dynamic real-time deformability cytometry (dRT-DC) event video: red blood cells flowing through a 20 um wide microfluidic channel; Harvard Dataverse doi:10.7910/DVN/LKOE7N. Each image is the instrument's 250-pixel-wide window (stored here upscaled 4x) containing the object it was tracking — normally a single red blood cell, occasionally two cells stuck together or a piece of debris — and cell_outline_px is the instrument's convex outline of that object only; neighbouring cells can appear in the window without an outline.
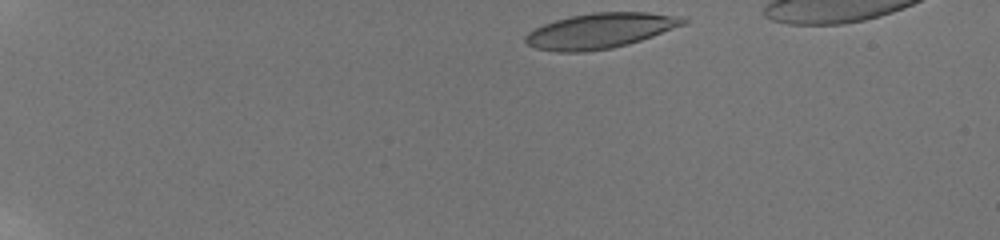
{"species": "human", "species_latin": "Homo sapiens", "temperature_condition": "room temperature", "stored_images_in_passage": 15, "camera_frame_rate_fps": 3000, "um_per_image_px": 0.085, "donor": {"sex": "male"}, "frame": {"image": 1, "passage_image": 1, "time_ms": 0.0, "image_size_px": [1000, 240], "cell_outline_px": [[688, 20], [684, 24], [652, 36], [628, 44], [612, 48], [584, 52], [556, 52], [536, 48], [528, 44], [524, 40], [524, 36], [528, 32], [544, 24], [556, 20], [572, 16], [592, 12], [648, 12], [672, 16]], "centroid_in_image_um": [50.95, 2.62], "position_along_channel_um": 34.1, "area_um2": 31.96}}